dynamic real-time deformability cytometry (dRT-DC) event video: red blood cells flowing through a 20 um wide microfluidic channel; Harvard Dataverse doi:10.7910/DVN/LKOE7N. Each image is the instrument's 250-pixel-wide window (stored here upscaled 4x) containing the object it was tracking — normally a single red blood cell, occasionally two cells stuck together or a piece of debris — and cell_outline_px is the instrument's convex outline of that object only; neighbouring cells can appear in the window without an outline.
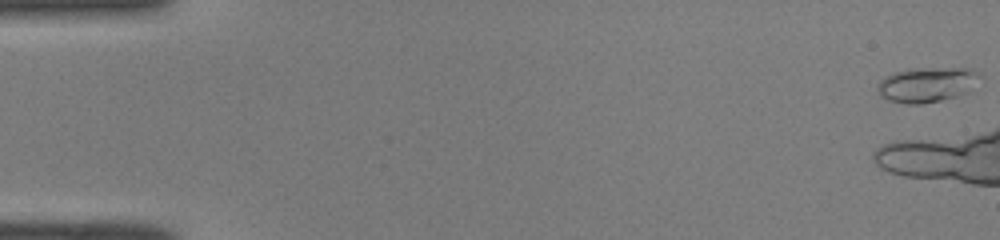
{"species": "common noctule bat (a hibernating species)", "species_latin": "Nyctalus noctula", "temperature_condition": "room temperature", "stored_images_in_passage": 6, "camera_frame_rate_fps": 3000, "um_per_image_px": 0.085, "animal": {"sex": "male", "body_mass_g": 19.0, "forearm_length_mm": 50.8}, "frame": {"image": 1, "passage_image": 1, "time_ms": 0.0, "image_size_px": [1000, 240], "cell_outline_px": [[984, 76], [968, 92], [956, 96], [940, 100], [920, 104], [908, 104], [888, 100], [880, 96], [876, 88], [880, 80], [884, 76], [908, 68], [972, 68], [980, 72]], "centroid_in_image_um": [78.82, 7.17], "position_along_channel_um": 6.2, "area_um2": 21.21}}